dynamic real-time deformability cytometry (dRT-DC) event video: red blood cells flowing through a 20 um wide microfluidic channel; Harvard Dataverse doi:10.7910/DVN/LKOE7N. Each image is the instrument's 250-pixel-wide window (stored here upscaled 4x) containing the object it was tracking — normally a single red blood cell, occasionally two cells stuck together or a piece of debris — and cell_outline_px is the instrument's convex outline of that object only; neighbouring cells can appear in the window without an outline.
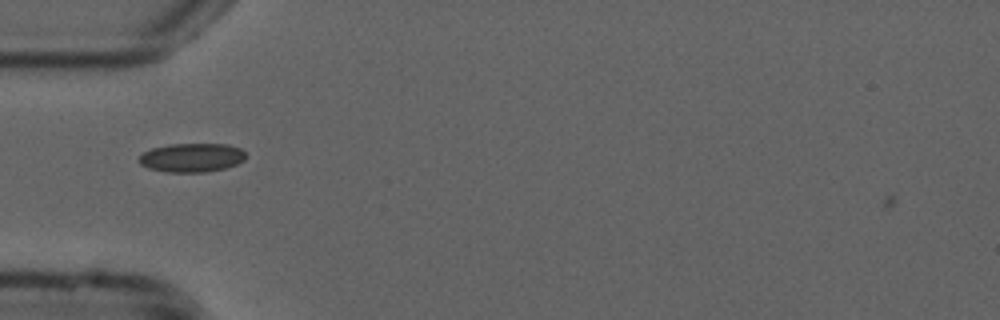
{"species": "common noctule bat (a hibernating species)", "species_latin": "Nyctalus noctula", "temperature_condition": "cold", "stored_images_in_passage": 38, "camera_frame_rate_fps": 3000, "um_per_image_px": 0.085, "animal": {"sex": "male", "forearm_length_mm": 52.5}, "frame": {"image": 1, "passage_image": 1, "time_ms": 0.0, "image_size_px": [1000, 320], "cell_outline_px": [[244, 160], [236, 164], [224, 168], [204, 172], [168, 172], [148, 168], [140, 164], [140, 156], [144, 152], [152, 148], [168, 144], [228, 144], [240, 148], [244, 152]], "centroid_in_image_um": [16.29, 13.39], "position_along_channel_um": 68.7, "area_um2": 17.8}}
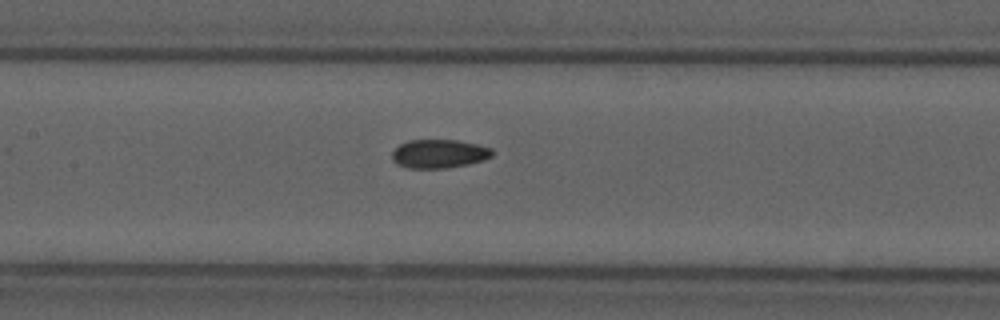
{"frame": {"image": 2, "passage_image": 9, "time_ms": 2.667, "image_size_px": [1000, 320], "cell_outline_px": [[496, 152], [492, 156], [484, 160], [468, 164], [448, 168], [408, 168], [396, 164], [392, 160], [392, 152], [400, 144], [408, 140], [456, 140], [476, 144], [492, 148]], "centroid_in_image_um": [37.34, 13.07], "position_along_channel_um": 170.1, "area_um2": 16.88}}
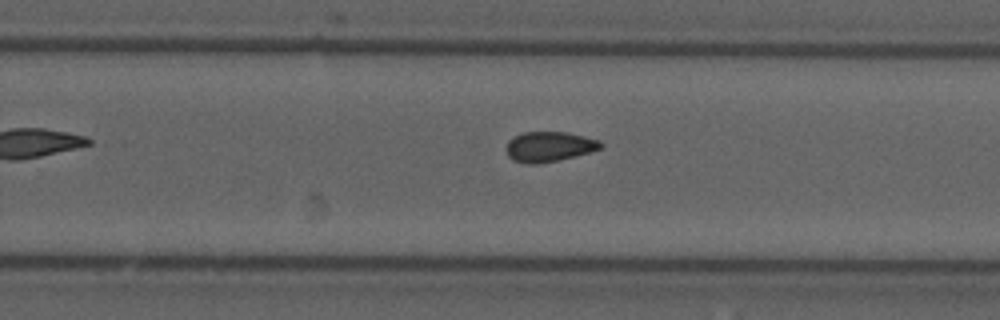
{"frame": {"image": 3, "passage_image": 18, "time_ms": 5.667, "image_size_px": [1000, 320], "cell_outline_px": [[604, 148], [576, 156], [536, 164], [528, 164], [512, 160], [508, 156], [508, 140], [524, 132], [568, 132], [600, 140], [604, 144]], "centroid_in_image_um": [46.74, 12.46], "position_along_channel_um": 283.1, "area_um2": 16.53}, "authors_computed_cell_mechanics": {"area_um2": 16.5019, "velocity_mm_per_s": 3.7854, "shape_relaxation_time_tau1_ms": null, "shape_relaxation_time_tau2_ms": 4.7617, "deformation_change_tau1": null, "deformation_change_tau2": 0.0877}}